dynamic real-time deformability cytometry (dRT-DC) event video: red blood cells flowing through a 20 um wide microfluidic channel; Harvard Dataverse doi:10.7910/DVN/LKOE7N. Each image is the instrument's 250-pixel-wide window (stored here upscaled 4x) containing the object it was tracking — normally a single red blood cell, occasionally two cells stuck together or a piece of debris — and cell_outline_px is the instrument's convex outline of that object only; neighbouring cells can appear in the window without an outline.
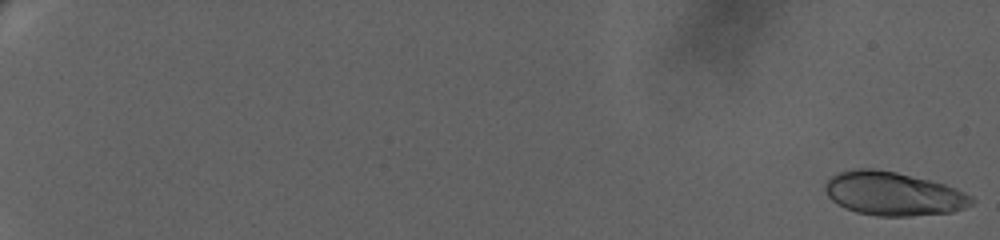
{"species": "human", "species_latin": "Homo sapiens", "temperature_condition": "warm", "stored_images_in_passage": 86, "camera_frame_rate_fps": 3000, "um_per_image_px": 0.085, "donor": {"sex": "female"}, "frame": {"image": 1, "passage_image": 1, "time_ms": 0.0, "image_size_px": [1000, 240], "cell_outline_px": [[976, 200], [972, 204], [964, 208], [952, 212], [908, 216], [876, 216], [856, 212], [844, 208], [832, 200], [828, 196], [824, 188], [824, 184], [832, 176], [840, 172], [856, 168], [872, 168], [896, 172], [944, 184], [956, 188], [972, 196]], "centroid_in_image_um": [75.93, 16.47], "position_along_channel_um": 9.1, "area_um2": 37.22}}
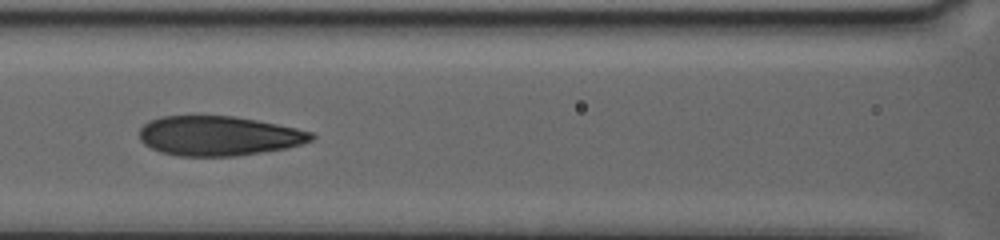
{"frame": {"image": 2, "passage_image": 54, "time_ms": 11.667, "image_size_px": [1000, 240], "cell_outline_px": [[316, 136], [312, 140], [300, 144], [284, 148], [236, 156], [180, 156], [160, 152], [144, 144], [140, 140], [140, 128], [148, 120], [160, 116], [232, 116], [256, 120], [296, 128], [312, 132]], "centroid_in_image_um": [18.55, 11.54], "position_along_channel_um": 148.1, "area_um2": 39.54}}
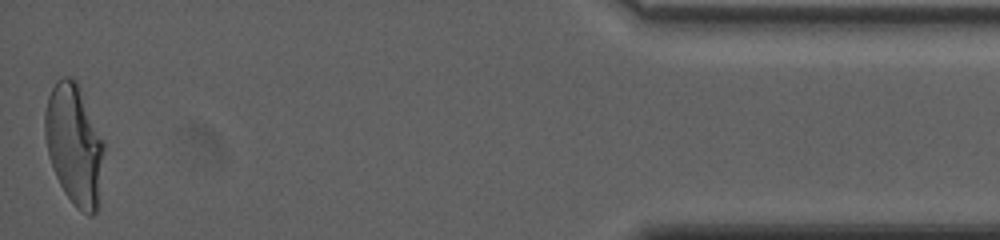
{"frame": {"image": 3, "passage_image": 85, "time_ms": 22.0, "image_size_px": [1000, 240], "cell_outline_px": [[104, 152], [100, 204], [96, 212], [92, 216], [88, 216], [80, 212], [72, 204], [64, 192], [56, 176], [48, 152], [44, 132], [44, 112], [48, 96], [56, 80], [60, 76], [68, 76], [76, 80], [104, 144]], "centroid_in_image_um": [6.32, 12.35], "position_along_channel_um": 428.9, "area_um2": 41.73}, "authors_computed_cell_mechanics": {"area_um2": 39.0728, "velocity_mm_per_s": 3.322, "shape_relaxation_time_tau1_ms": null, "shape_relaxation_time_tau2_ms": 0.9266, "deformation_change_tau1": null, "deformation_change_tau2": 0.0823}}